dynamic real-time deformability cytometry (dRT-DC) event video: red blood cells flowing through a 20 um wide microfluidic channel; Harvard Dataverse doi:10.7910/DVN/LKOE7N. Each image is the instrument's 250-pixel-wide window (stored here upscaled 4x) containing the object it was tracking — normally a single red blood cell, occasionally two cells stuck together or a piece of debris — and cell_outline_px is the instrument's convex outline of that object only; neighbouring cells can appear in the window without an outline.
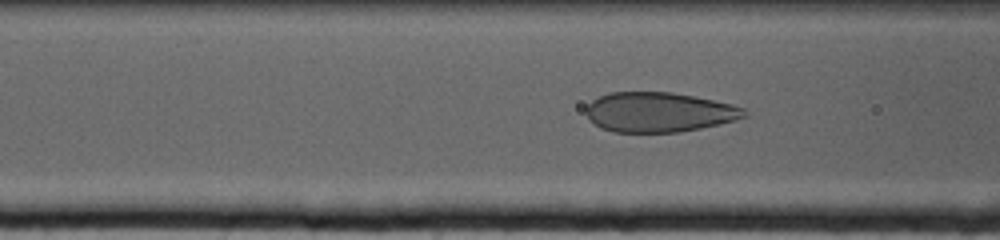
{"species": "human", "species_latin": "Homo sapiens", "temperature_condition": "cold", "stored_images_in_passage": 65, "camera_frame_rate_fps": 3000, "um_per_image_px": 0.085, "donor": {"sex": "female"}, "frame": {"image": 1, "passage_image": 24, "time_ms": 7.667, "image_size_px": [1000, 240], "cell_outline_px": [[748, 116], [736, 120], [720, 124], [680, 132], [612, 132], [600, 128], [588, 120], [584, 112], [588, 104], [592, 100], [608, 92], [672, 92], [732, 104], [744, 108], [748, 112]], "centroid_in_image_um": [55.99, 9.54], "position_along_channel_um": 110.6, "area_um2": 36.99}}
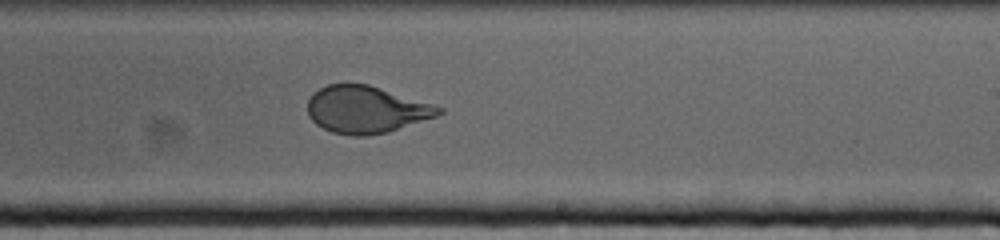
{"frame": {"image": 2, "passage_image": 40, "time_ms": 13.0, "image_size_px": [1000, 240], "cell_outline_px": [[444, 112], [436, 116], [388, 132], [364, 136], [352, 136], [332, 132], [316, 124], [308, 116], [308, 100], [312, 92], [328, 84], [368, 84], [432, 104], [444, 108]], "centroid_in_image_um": [31.1, 9.31], "position_along_channel_um": 257.9, "area_um2": 35.84}}
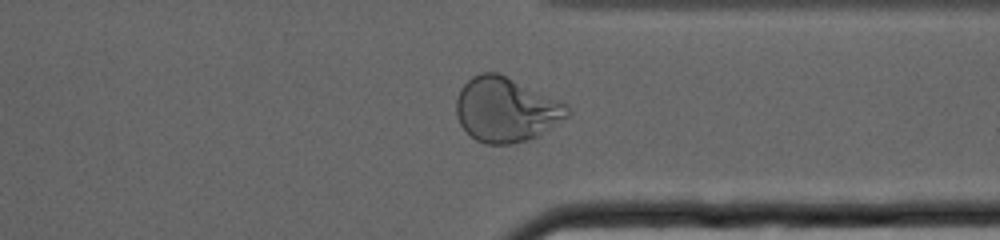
{"frame": {"image": 3, "passage_image": 52, "time_ms": 17.0, "image_size_px": [1000, 240], "cell_outline_px": [[572, 112], [568, 116], [540, 136], [528, 140], [512, 144], [484, 144], [476, 140], [460, 124], [456, 116], [456, 100], [460, 88], [472, 76], [480, 72], [500, 72], [560, 100], [568, 104]], "centroid_in_image_um": [43.03, 9.31], "position_along_channel_um": 368.4, "area_um2": 42.43}}